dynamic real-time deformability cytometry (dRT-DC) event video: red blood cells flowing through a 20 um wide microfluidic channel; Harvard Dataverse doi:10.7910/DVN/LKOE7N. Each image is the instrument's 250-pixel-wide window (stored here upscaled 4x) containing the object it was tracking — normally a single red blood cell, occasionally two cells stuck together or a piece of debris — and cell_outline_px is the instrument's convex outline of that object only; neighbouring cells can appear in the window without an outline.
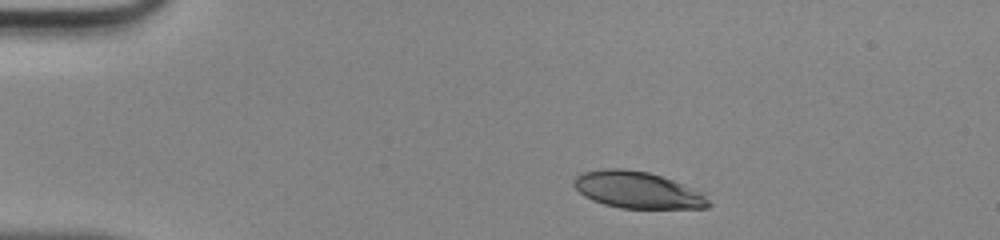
{"species": "human", "species_latin": "Homo sapiens", "temperature_condition": "room temperature", "stored_images_in_passage": 40, "camera_frame_rate_fps": 3000, "um_per_image_px": 0.085, "donor": {"sex": "male"}, "frame": {"image": 1, "passage_image": 1, "time_ms": 0.0, "image_size_px": [1000, 240], "cell_outline_px": [[712, 204], [708, 208], [620, 208], [604, 204], [592, 200], [584, 196], [572, 184], [576, 176], [584, 172], [604, 168], [624, 168], [648, 172], [672, 180], [700, 192]], "centroid_in_image_um": [54.15, 16.15], "position_along_channel_um": 30.9, "area_um2": 28.55}}
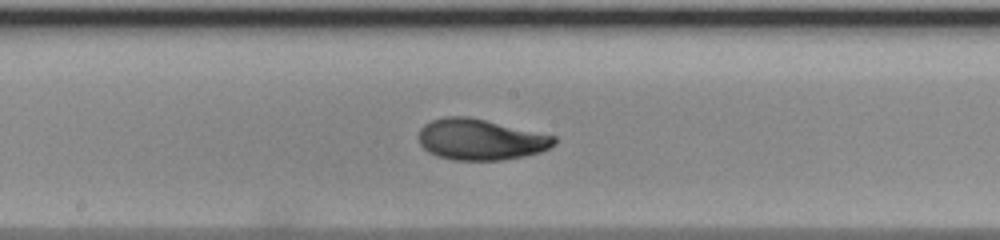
{"frame": {"image": 2, "passage_image": 18, "time_ms": 5.667, "image_size_px": [1000, 240], "cell_outline_px": [[556, 144], [540, 152], [524, 156], [500, 160], [452, 160], [436, 156], [428, 152], [420, 144], [420, 128], [424, 124], [432, 120], [444, 116], [468, 116], [556, 136]], "centroid_in_image_um": [40.83, 11.86], "position_along_channel_um": 207.4, "area_um2": 32.37}}
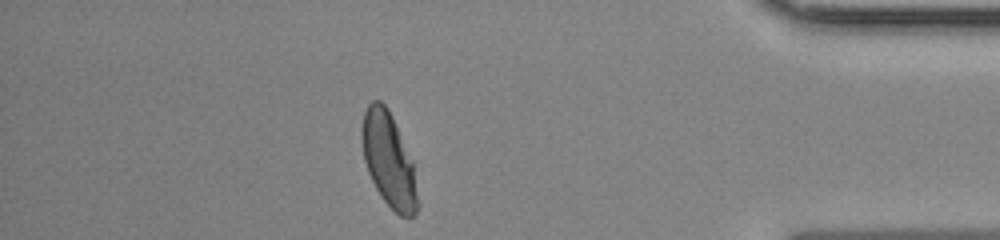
{"frame": {"image": 3, "passage_image": 34, "time_ms": 11.0, "image_size_px": [1000, 240], "cell_outline_px": [[420, 204], [416, 212], [412, 216], [400, 216], [384, 200], [376, 188], [368, 172], [364, 160], [360, 136], [360, 128], [364, 112], [368, 104], [372, 100], [380, 100], [388, 108], [392, 116], [412, 160]], "centroid_in_image_um": [33.03, 13.57], "position_along_channel_um": 402.2, "area_um2": 30.63}}